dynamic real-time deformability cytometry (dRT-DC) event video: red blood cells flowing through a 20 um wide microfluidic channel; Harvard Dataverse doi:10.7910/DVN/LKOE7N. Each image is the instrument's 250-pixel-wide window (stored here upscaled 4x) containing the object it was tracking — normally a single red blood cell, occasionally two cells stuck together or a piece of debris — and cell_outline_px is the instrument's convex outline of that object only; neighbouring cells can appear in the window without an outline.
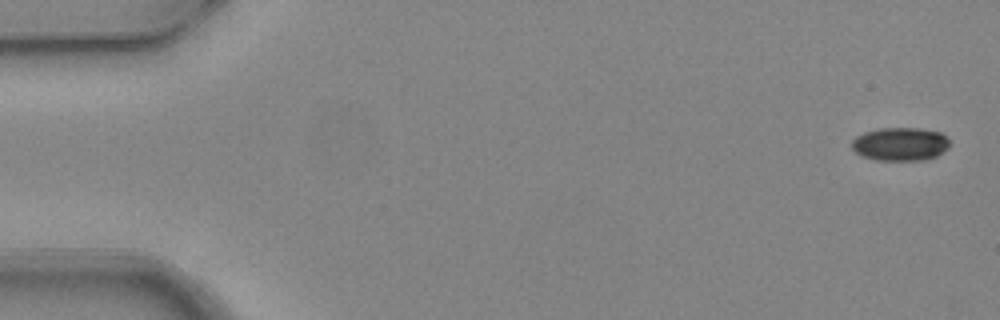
{"species": "common noctule bat (a hibernating species)", "species_latin": "Nyctalus noctula", "temperature_condition": "warm", "stored_images_in_passage": 4, "camera_frame_rate_fps": 3000, "um_per_image_px": 0.085, "animal": {"sex": "female", "body_mass_g": 24.6, "forearm_length_mm": 56.2}, "frame": {"image": 1, "passage_image": 1, "time_ms": 0.0, "image_size_px": [1000, 320], "cell_outline_px": [[948, 148], [936, 156], [924, 160], [876, 160], [860, 156], [852, 148], [852, 140], [856, 136], [864, 132], [880, 128], [920, 128], [940, 132], [948, 140]], "centroid_in_image_um": [76.49, 12.25], "position_along_channel_um": 8.5, "area_um2": 19.02}}
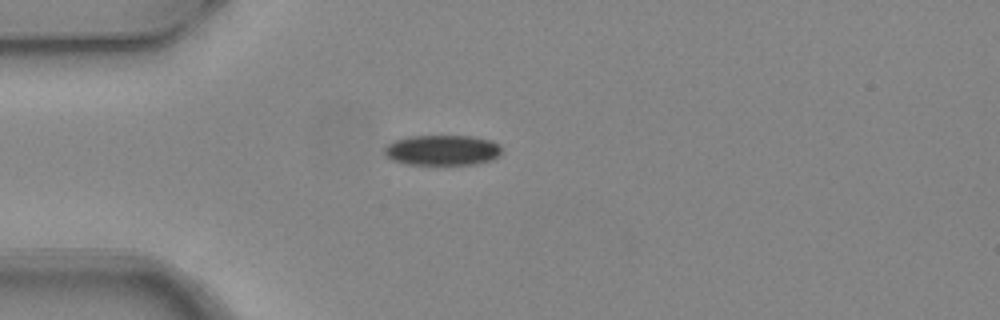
{"frame": {"image": 2, "passage_image": 4, "time_ms": 1.0, "image_size_px": [1000, 320], "cell_outline_px": [[500, 152], [492, 160], [476, 164], [404, 164], [392, 160], [384, 156], [384, 148], [388, 144], [396, 140], [408, 136], [472, 136], [492, 140], [500, 144]], "centroid_in_image_um": [37.57, 12.76], "position_along_channel_um": 47.4, "area_um2": 20.81}}